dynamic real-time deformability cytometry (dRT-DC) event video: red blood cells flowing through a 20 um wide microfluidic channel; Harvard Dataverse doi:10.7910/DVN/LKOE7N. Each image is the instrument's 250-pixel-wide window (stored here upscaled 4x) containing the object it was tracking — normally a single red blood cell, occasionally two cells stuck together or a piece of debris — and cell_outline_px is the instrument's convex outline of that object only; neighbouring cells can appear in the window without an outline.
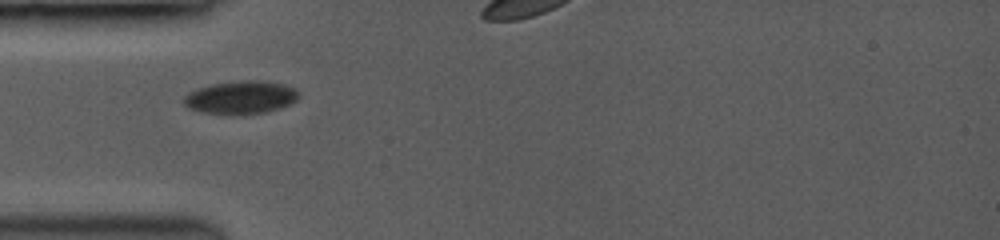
{"species": "common noctule bat (a hibernating species)", "species_latin": "Nyctalus noctula", "temperature_condition": "room temperature", "stored_images_in_passage": 6, "camera_frame_rate_fps": 3500, "um_per_image_px": 0.085, "animal": {"sex": "female", "body_mass_g": 19.0, "forearm_length_mm": 53.3}, "frame": {"image": 1, "passage_image": 4, "time_ms": 0.857, "image_size_px": [1000, 240], "cell_outline_px": [[296, 100], [288, 104], [264, 112], [204, 112], [192, 108], [184, 104], [184, 96], [200, 88], [212, 84], [248, 80], [252, 80], [280, 84], [292, 88], [296, 92]], "centroid_in_image_um": [20.44, 8.25], "position_along_channel_um": 64.6, "area_um2": 20.46}}